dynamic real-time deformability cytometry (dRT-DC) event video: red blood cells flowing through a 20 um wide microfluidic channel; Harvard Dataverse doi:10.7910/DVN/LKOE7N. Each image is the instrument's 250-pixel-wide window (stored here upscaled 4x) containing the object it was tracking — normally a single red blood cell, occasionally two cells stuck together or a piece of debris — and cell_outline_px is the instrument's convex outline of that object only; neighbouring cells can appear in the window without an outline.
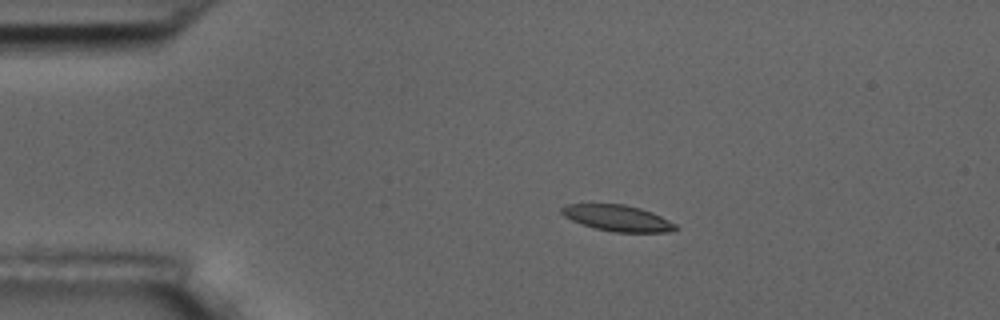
{"species": "common noctule bat (a hibernating species)", "species_latin": "Nyctalus noctula", "temperature_condition": "room temperature", "stored_images_in_passage": 15, "camera_frame_rate_fps": 3000, "um_per_image_px": 0.085, "animal": {"sex": "male", "body_mass_g": 17.5, "forearm_length_mm": 52.3}, "frame": {"image": 1, "passage_image": 3, "time_ms": 3.333, "image_size_px": [1000, 320], "cell_outline_px": [[676, 228], [668, 232], [616, 232], [596, 228], [580, 224], [564, 216], [560, 212], [560, 208], [568, 204], [624, 204], [640, 208], [652, 212], [676, 224]], "centroid_in_image_um": [52.46, 18.53], "position_along_channel_um": 32.5, "area_um2": 17.17}}
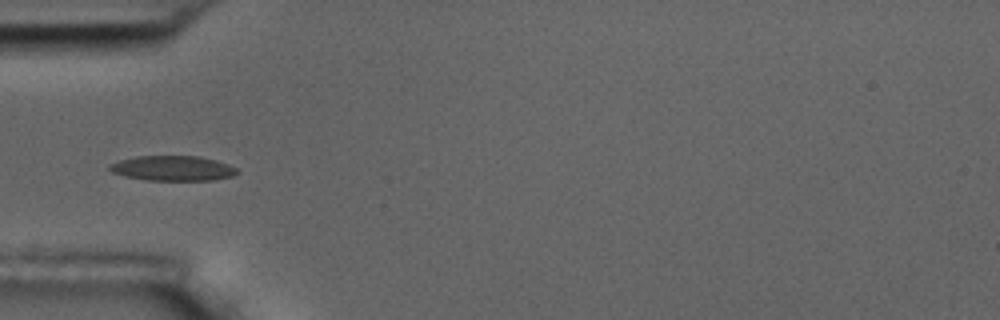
{"frame": {"image": 2, "passage_image": 5, "time_ms": 5.667, "image_size_px": [1000, 320], "cell_outline_px": [[240, 172], [232, 176], [212, 180], [148, 180], [124, 176], [112, 172], [108, 168], [108, 164], [120, 160], [136, 156], [200, 156], [216, 160], [228, 164], [236, 168]], "centroid_in_image_um": [14.68, 14.3], "position_along_channel_um": 70.3, "area_um2": 18.61}}
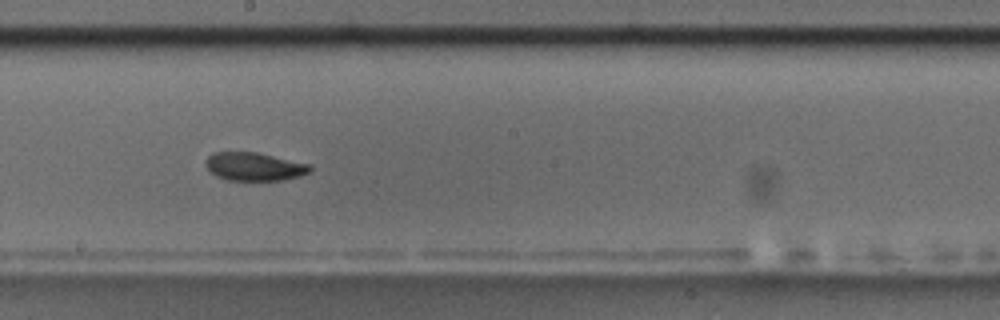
{"frame": {"image": 3, "passage_image": 9, "time_ms": 10.0, "image_size_px": [1000, 320], "cell_outline_px": [[312, 168], [308, 172], [300, 176], [284, 180], [228, 180], [216, 176], [208, 172], [204, 164], [208, 156], [212, 152], [256, 152], [312, 164]], "centroid_in_image_um": [21.59, 14.16], "position_along_channel_um": 226.6, "area_um2": 17.4}, "authors_computed_cell_mechanics": {"area_um2": 17.5712, "velocity_mm_per_s": 3.617, "shape_relaxation_time_tau1_ms": 6.1378, "shape_relaxation_time_tau2_ms": 3.9716, "deformation_change_tau1": 0.1319, "deformation_change_tau2": 0.0868}}